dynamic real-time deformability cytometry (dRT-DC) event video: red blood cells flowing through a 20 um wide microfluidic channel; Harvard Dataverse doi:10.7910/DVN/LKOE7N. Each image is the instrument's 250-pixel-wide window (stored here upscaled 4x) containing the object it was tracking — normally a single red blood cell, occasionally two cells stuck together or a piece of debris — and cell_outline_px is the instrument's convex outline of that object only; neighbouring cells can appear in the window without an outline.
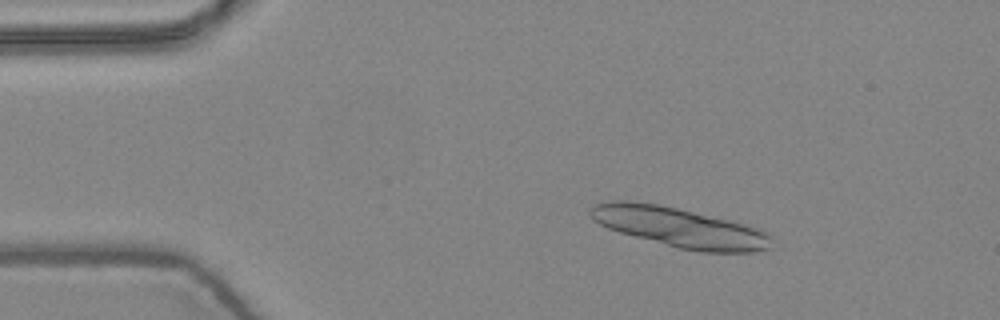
{"species": "common noctule bat (a hibernating species)", "species_latin": "Nyctalus noctula", "temperature_condition": "warm", "stored_images_in_passage": 4, "camera_frame_rate_fps": 3000, "um_per_image_px": 0.085, "animal": {"sex": "female", "body_mass_g": 24.6, "forearm_length_mm": 56.2}, "frame": {"image": 1, "passage_image": 2, "time_ms": 0.333, "image_size_px": [1000, 320], "cell_outline_px": [[772, 248], [752, 252], [700, 252], [680, 248], [620, 232], [608, 228], [592, 220], [588, 216], [588, 208], [596, 204], [612, 200], [628, 200], [660, 204], [732, 220], [760, 228], [768, 232], [772, 236]], "centroid_in_image_um": [57.79, 19.31], "position_along_channel_um": 27.2, "area_um2": 42.37}}